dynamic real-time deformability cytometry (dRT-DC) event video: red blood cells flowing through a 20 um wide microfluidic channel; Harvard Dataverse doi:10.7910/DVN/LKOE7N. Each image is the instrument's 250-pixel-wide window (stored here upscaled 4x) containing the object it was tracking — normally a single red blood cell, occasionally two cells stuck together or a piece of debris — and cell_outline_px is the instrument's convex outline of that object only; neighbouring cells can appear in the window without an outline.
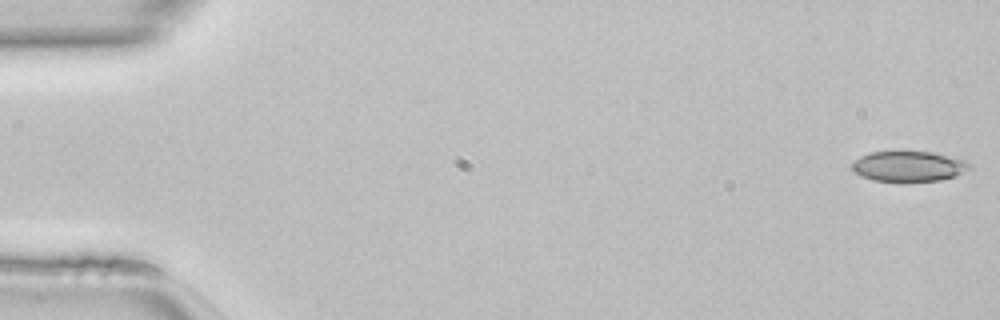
{"species": "common noctule bat (a hibernating species)", "species_latin": "Nyctalus noctula", "temperature_condition": "room temperature", "stored_images_in_passage": 47, "camera_frame_rate_fps": 3000, "um_per_image_px": 0.085, "animal": {"sex": "female", "body_mass_g": 22.7, "forearm_length_mm": 54.2}, "frame": {"image": 1, "passage_image": 1, "time_ms": 0.0, "image_size_px": [1000, 320], "cell_outline_px": [[972, 168], [952, 176], [940, 180], [900, 184], [872, 180], [860, 176], [852, 168], [852, 160], [860, 156], [872, 152], [932, 152], [964, 160], [972, 164]], "centroid_in_image_um": [77.19, 14.18], "position_along_channel_um": 7.8, "area_um2": 21.27}}
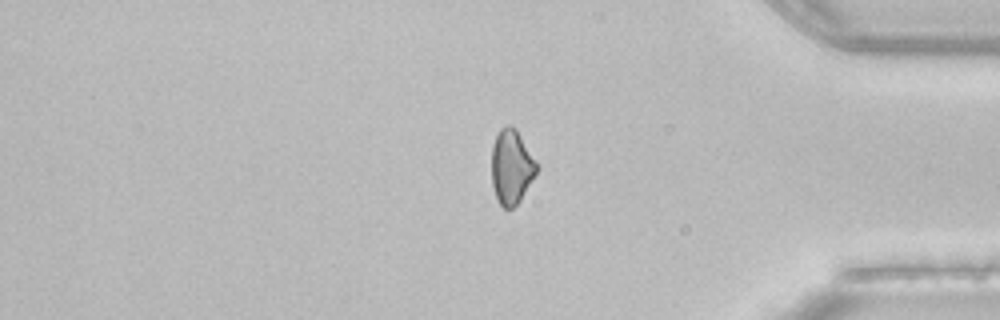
{"frame": {"image": 2, "passage_image": 39, "time_ms": 12.667, "image_size_px": [1000, 320], "cell_outline_px": [[540, 168], [520, 200], [512, 208], [504, 208], [500, 204], [496, 196], [492, 184], [492, 144], [500, 128], [504, 124], [512, 124], [536, 160]], "centroid_in_image_um": [43.48, 14.16], "position_along_channel_um": 391.7, "area_um2": 19.59}}
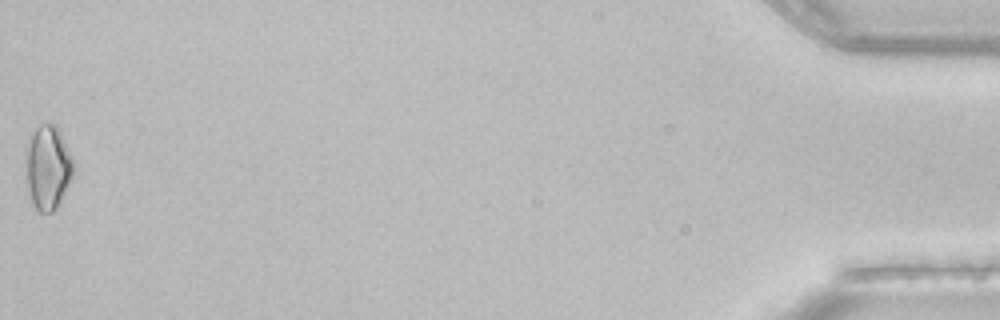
{"frame": {"image": 3, "passage_image": 47, "time_ms": 15.333, "image_size_px": [1000, 320], "cell_outline_px": [[76, 168], [56, 208], [52, 212], [40, 212], [36, 208], [32, 200], [28, 188], [28, 148], [32, 136], [36, 128], [40, 124], [56, 124], [76, 164]], "centroid_in_image_um": [4.14, 14.22], "position_along_channel_um": 431.1, "area_um2": 22.48}}